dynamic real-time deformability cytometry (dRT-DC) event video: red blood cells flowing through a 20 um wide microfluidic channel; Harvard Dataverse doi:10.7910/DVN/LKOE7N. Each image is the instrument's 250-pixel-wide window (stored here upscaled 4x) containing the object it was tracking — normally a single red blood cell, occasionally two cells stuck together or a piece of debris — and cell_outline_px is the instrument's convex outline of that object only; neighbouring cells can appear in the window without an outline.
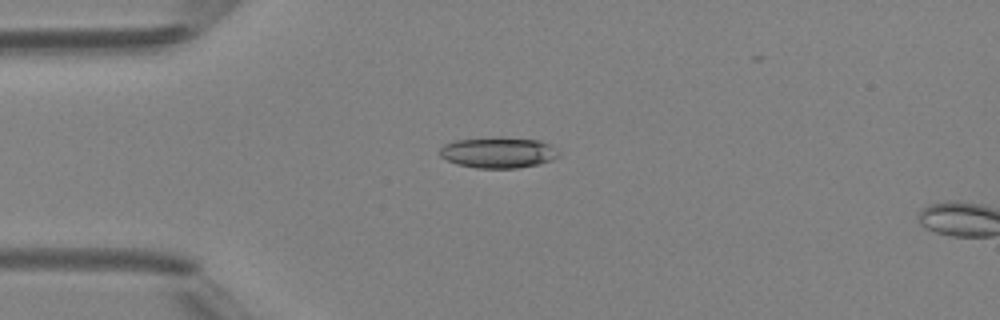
{"species": "Egyptian fruit bat (a non-hibernating species)", "species_latin": "Rousettus aegyptiacus", "temperature_condition": "room temperature", "stored_images_in_passage": 5, "camera_frame_rate_fps": 3000, "um_per_image_px": 0.085, "animal": {"sex": "female"}, "frame": {"image": 1, "passage_image": 4, "time_ms": 3.333, "image_size_px": [1000, 320], "cell_outline_px": [[560, 156], [552, 160], [540, 164], [516, 168], [476, 168], [456, 164], [440, 156], [440, 148], [444, 144], [456, 140], [500, 136], [540, 140], [556, 148], [560, 152]], "centroid_in_image_um": [42.38, 12.95], "position_along_channel_um": 42.6, "area_um2": 21.73}}